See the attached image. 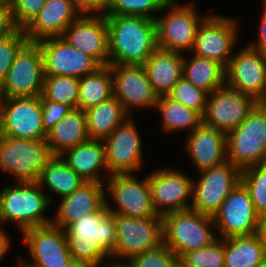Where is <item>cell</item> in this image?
<instances>
[{
    "mask_svg": "<svg viewBox=\"0 0 266 267\" xmlns=\"http://www.w3.org/2000/svg\"><path fill=\"white\" fill-rule=\"evenodd\" d=\"M109 64L143 65L158 48L156 21L143 16L106 15Z\"/></svg>",
    "mask_w": 266,
    "mask_h": 267,
    "instance_id": "obj_1",
    "label": "cell"
},
{
    "mask_svg": "<svg viewBox=\"0 0 266 267\" xmlns=\"http://www.w3.org/2000/svg\"><path fill=\"white\" fill-rule=\"evenodd\" d=\"M71 258L95 266L112 259L116 247L115 214L105 204L99 211L82 216L65 229Z\"/></svg>",
    "mask_w": 266,
    "mask_h": 267,
    "instance_id": "obj_2",
    "label": "cell"
},
{
    "mask_svg": "<svg viewBox=\"0 0 266 267\" xmlns=\"http://www.w3.org/2000/svg\"><path fill=\"white\" fill-rule=\"evenodd\" d=\"M0 191V223L15 222L23 233L25 230L52 224L45 217L53 198L37 182H16ZM43 190V191H42Z\"/></svg>",
    "mask_w": 266,
    "mask_h": 267,
    "instance_id": "obj_3",
    "label": "cell"
},
{
    "mask_svg": "<svg viewBox=\"0 0 266 267\" xmlns=\"http://www.w3.org/2000/svg\"><path fill=\"white\" fill-rule=\"evenodd\" d=\"M227 160L240 170L266 163V105L258 102L242 123L226 133Z\"/></svg>",
    "mask_w": 266,
    "mask_h": 267,
    "instance_id": "obj_4",
    "label": "cell"
},
{
    "mask_svg": "<svg viewBox=\"0 0 266 267\" xmlns=\"http://www.w3.org/2000/svg\"><path fill=\"white\" fill-rule=\"evenodd\" d=\"M162 220L163 243L178 257L188 251L206 247L218 237L213 233V216L191 208L167 213L162 216Z\"/></svg>",
    "mask_w": 266,
    "mask_h": 267,
    "instance_id": "obj_5",
    "label": "cell"
},
{
    "mask_svg": "<svg viewBox=\"0 0 266 267\" xmlns=\"http://www.w3.org/2000/svg\"><path fill=\"white\" fill-rule=\"evenodd\" d=\"M53 157L46 139L0 136V169L13 175L17 182H37Z\"/></svg>",
    "mask_w": 266,
    "mask_h": 267,
    "instance_id": "obj_6",
    "label": "cell"
},
{
    "mask_svg": "<svg viewBox=\"0 0 266 267\" xmlns=\"http://www.w3.org/2000/svg\"><path fill=\"white\" fill-rule=\"evenodd\" d=\"M169 0L162 8L163 16L156 17L158 48L173 52L191 51L196 32L202 21L192 3L179 5Z\"/></svg>",
    "mask_w": 266,
    "mask_h": 267,
    "instance_id": "obj_7",
    "label": "cell"
},
{
    "mask_svg": "<svg viewBox=\"0 0 266 267\" xmlns=\"http://www.w3.org/2000/svg\"><path fill=\"white\" fill-rule=\"evenodd\" d=\"M43 54L38 42H27L18 52L0 85V98L33 97L43 92Z\"/></svg>",
    "mask_w": 266,
    "mask_h": 267,
    "instance_id": "obj_8",
    "label": "cell"
},
{
    "mask_svg": "<svg viewBox=\"0 0 266 267\" xmlns=\"http://www.w3.org/2000/svg\"><path fill=\"white\" fill-rule=\"evenodd\" d=\"M105 183V193L116 205L115 209L111 208L106 196L110 213L137 218L160 216L153 206L148 175L140 181L132 173L112 174Z\"/></svg>",
    "mask_w": 266,
    "mask_h": 267,
    "instance_id": "obj_9",
    "label": "cell"
},
{
    "mask_svg": "<svg viewBox=\"0 0 266 267\" xmlns=\"http://www.w3.org/2000/svg\"><path fill=\"white\" fill-rule=\"evenodd\" d=\"M194 182L191 209L213 216L228 194L241 181V170L229 160L199 172Z\"/></svg>",
    "mask_w": 266,
    "mask_h": 267,
    "instance_id": "obj_10",
    "label": "cell"
},
{
    "mask_svg": "<svg viewBox=\"0 0 266 267\" xmlns=\"http://www.w3.org/2000/svg\"><path fill=\"white\" fill-rule=\"evenodd\" d=\"M117 241L112 258L130 260L163 244L162 216L137 218L115 214Z\"/></svg>",
    "mask_w": 266,
    "mask_h": 267,
    "instance_id": "obj_11",
    "label": "cell"
},
{
    "mask_svg": "<svg viewBox=\"0 0 266 267\" xmlns=\"http://www.w3.org/2000/svg\"><path fill=\"white\" fill-rule=\"evenodd\" d=\"M39 96L0 98L1 135L39 140L46 139Z\"/></svg>",
    "mask_w": 266,
    "mask_h": 267,
    "instance_id": "obj_12",
    "label": "cell"
},
{
    "mask_svg": "<svg viewBox=\"0 0 266 267\" xmlns=\"http://www.w3.org/2000/svg\"><path fill=\"white\" fill-rule=\"evenodd\" d=\"M238 22L226 16H207L199 25L191 53L215 60L225 68L235 53L238 41Z\"/></svg>",
    "mask_w": 266,
    "mask_h": 267,
    "instance_id": "obj_13",
    "label": "cell"
},
{
    "mask_svg": "<svg viewBox=\"0 0 266 267\" xmlns=\"http://www.w3.org/2000/svg\"><path fill=\"white\" fill-rule=\"evenodd\" d=\"M214 228L221 239L252 235L258 232L257 215L250 193L240 181L213 215Z\"/></svg>",
    "mask_w": 266,
    "mask_h": 267,
    "instance_id": "obj_14",
    "label": "cell"
},
{
    "mask_svg": "<svg viewBox=\"0 0 266 267\" xmlns=\"http://www.w3.org/2000/svg\"><path fill=\"white\" fill-rule=\"evenodd\" d=\"M225 84L252 96L257 102L266 100V56L248 44L231 57L225 68Z\"/></svg>",
    "mask_w": 266,
    "mask_h": 267,
    "instance_id": "obj_15",
    "label": "cell"
},
{
    "mask_svg": "<svg viewBox=\"0 0 266 267\" xmlns=\"http://www.w3.org/2000/svg\"><path fill=\"white\" fill-rule=\"evenodd\" d=\"M31 262L17 258L24 267H63L70 261L66 232L53 224L33 227L22 233Z\"/></svg>",
    "mask_w": 266,
    "mask_h": 267,
    "instance_id": "obj_16",
    "label": "cell"
},
{
    "mask_svg": "<svg viewBox=\"0 0 266 267\" xmlns=\"http://www.w3.org/2000/svg\"><path fill=\"white\" fill-rule=\"evenodd\" d=\"M258 102L226 84L208 94L203 124L225 133L238 127Z\"/></svg>",
    "mask_w": 266,
    "mask_h": 267,
    "instance_id": "obj_17",
    "label": "cell"
},
{
    "mask_svg": "<svg viewBox=\"0 0 266 267\" xmlns=\"http://www.w3.org/2000/svg\"><path fill=\"white\" fill-rule=\"evenodd\" d=\"M130 116L109 136L103 139L107 169L110 175L135 173L143 165L142 142L139 131Z\"/></svg>",
    "mask_w": 266,
    "mask_h": 267,
    "instance_id": "obj_18",
    "label": "cell"
},
{
    "mask_svg": "<svg viewBox=\"0 0 266 267\" xmlns=\"http://www.w3.org/2000/svg\"><path fill=\"white\" fill-rule=\"evenodd\" d=\"M148 181L158 215L191 208L193 180L180 170L167 167L155 170L148 175ZM190 198L191 203L188 202Z\"/></svg>",
    "mask_w": 266,
    "mask_h": 267,
    "instance_id": "obj_19",
    "label": "cell"
},
{
    "mask_svg": "<svg viewBox=\"0 0 266 267\" xmlns=\"http://www.w3.org/2000/svg\"><path fill=\"white\" fill-rule=\"evenodd\" d=\"M113 75V96L131 116V108H155V93L143 65L109 64ZM130 110V111H129Z\"/></svg>",
    "mask_w": 266,
    "mask_h": 267,
    "instance_id": "obj_20",
    "label": "cell"
},
{
    "mask_svg": "<svg viewBox=\"0 0 266 267\" xmlns=\"http://www.w3.org/2000/svg\"><path fill=\"white\" fill-rule=\"evenodd\" d=\"M43 54L44 75L83 77L101 65L91 56L73 47L61 36L38 41Z\"/></svg>",
    "mask_w": 266,
    "mask_h": 267,
    "instance_id": "obj_21",
    "label": "cell"
},
{
    "mask_svg": "<svg viewBox=\"0 0 266 267\" xmlns=\"http://www.w3.org/2000/svg\"><path fill=\"white\" fill-rule=\"evenodd\" d=\"M61 37L101 66L109 65L106 15L81 14Z\"/></svg>",
    "mask_w": 266,
    "mask_h": 267,
    "instance_id": "obj_22",
    "label": "cell"
},
{
    "mask_svg": "<svg viewBox=\"0 0 266 267\" xmlns=\"http://www.w3.org/2000/svg\"><path fill=\"white\" fill-rule=\"evenodd\" d=\"M185 148L198 172L227 160L226 133L201 124L187 133Z\"/></svg>",
    "mask_w": 266,
    "mask_h": 267,
    "instance_id": "obj_23",
    "label": "cell"
},
{
    "mask_svg": "<svg viewBox=\"0 0 266 267\" xmlns=\"http://www.w3.org/2000/svg\"><path fill=\"white\" fill-rule=\"evenodd\" d=\"M81 13L72 0H48L37 16L24 29L29 42L62 36Z\"/></svg>",
    "mask_w": 266,
    "mask_h": 267,
    "instance_id": "obj_24",
    "label": "cell"
},
{
    "mask_svg": "<svg viewBox=\"0 0 266 267\" xmlns=\"http://www.w3.org/2000/svg\"><path fill=\"white\" fill-rule=\"evenodd\" d=\"M103 183L85 182L70 195L60 198V206L52 224L65 229L82 216L99 211L106 204Z\"/></svg>",
    "mask_w": 266,
    "mask_h": 267,
    "instance_id": "obj_25",
    "label": "cell"
},
{
    "mask_svg": "<svg viewBox=\"0 0 266 267\" xmlns=\"http://www.w3.org/2000/svg\"><path fill=\"white\" fill-rule=\"evenodd\" d=\"M59 156L84 181L103 183L100 170L108 172L103 140L89 139L65 150Z\"/></svg>",
    "mask_w": 266,
    "mask_h": 267,
    "instance_id": "obj_26",
    "label": "cell"
},
{
    "mask_svg": "<svg viewBox=\"0 0 266 267\" xmlns=\"http://www.w3.org/2000/svg\"><path fill=\"white\" fill-rule=\"evenodd\" d=\"M183 60L181 52L157 48L143 64L158 97L167 96L182 78Z\"/></svg>",
    "mask_w": 266,
    "mask_h": 267,
    "instance_id": "obj_27",
    "label": "cell"
},
{
    "mask_svg": "<svg viewBox=\"0 0 266 267\" xmlns=\"http://www.w3.org/2000/svg\"><path fill=\"white\" fill-rule=\"evenodd\" d=\"M89 139L85 111L81 109H72L46 136V142L54 156Z\"/></svg>",
    "mask_w": 266,
    "mask_h": 267,
    "instance_id": "obj_28",
    "label": "cell"
},
{
    "mask_svg": "<svg viewBox=\"0 0 266 267\" xmlns=\"http://www.w3.org/2000/svg\"><path fill=\"white\" fill-rule=\"evenodd\" d=\"M87 132L90 139L103 140L130 116L122 103L112 96L98 105L85 110Z\"/></svg>",
    "mask_w": 266,
    "mask_h": 267,
    "instance_id": "obj_29",
    "label": "cell"
},
{
    "mask_svg": "<svg viewBox=\"0 0 266 267\" xmlns=\"http://www.w3.org/2000/svg\"><path fill=\"white\" fill-rule=\"evenodd\" d=\"M224 267H257L266 260V252L258 233L224 239Z\"/></svg>",
    "mask_w": 266,
    "mask_h": 267,
    "instance_id": "obj_30",
    "label": "cell"
},
{
    "mask_svg": "<svg viewBox=\"0 0 266 267\" xmlns=\"http://www.w3.org/2000/svg\"><path fill=\"white\" fill-rule=\"evenodd\" d=\"M182 77L208 94L225 85V67L219 62L198 55H184Z\"/></svg>",
    "mask_w": 266,
    "mask_h": 267,
    "instance_id": "obj_31",
    "label": "cell"
},
{
    "mask_svg": "<svg viewBox=\"0 0 266 267\" xmlns=\"http://www.w3.org/2000/svg\"><path fill=\"white\" fill-rule=\"evenodd\" d=\"M113 96V75L110 65L79 78L77 109L86 110Z\"/></svg>",
    "mask_w": 266,
    "mask_h": 267,
    "instance_id": "obj_32",
    "label": "cell"
},
{
    "mask_svg": "<svg viewBox=\"0 0 266 267\" xmlns=\"http://www.w3.org/2000/svg\"><path fill=\"white\" fill-rule=\"evenodd\" d=\"M84 181L71 169L60 156H54L43 168L37 183L44 190V186L59 198L70 195L81 187Z\"/></svg>",
    "mask_w": 266,
    "mask_h": 267,
    "instance_id": "obj_33",
    "label": "cell"
},
{
    "mask_svg": "<svg viewBox=\"0 0 266 267\" xmlns=\"http://www.w3.org/2000/svg\"><path fill=\"white\" fill-rule=\"evenodd\" d=\"M156 109L162 116V129L165 132L188 131L191 133L203 123V116L180 102L172 100L168 96H160L156 103Z\"/></svg>",
    "mask_w": 266,
    "mask_h": 267,
    "instance_id": "obj_34",
    "label": "cell"
},
{
    "mask_svg": "<svg viewBox=\"0 0 266 267\" xmlns=\"http://www.w3.org/2000/svg\"><path fill=\"white\" fill-rule=\"evenodd\" d=\"M42 94L56 103L77 109L79 78L61 75H44Z\"/></svg>",
    "mask_w": 266,
    "mask_h": 267,
    "instance_id": "obj_35",
    "label": "cell"
},
{
    "mask_svg": "<svg viewBox=\"0 0 266 267\" xmlns=\"http://www.w3.org/2000/svg\"><path fill=\"white\" fill-rule=\"evenodd\" d=\"M241 182L250 193L257 215L266 216V163L241 170Z\"/></svg>",
    "mask_w": 266,
    "mask_h": 267,
    "instance_id": "obj_36",
    "label": "cell"
},
{
    "mask_svg": "<svg viewBox=\"0 0 266 267\" xmlns=\"http://www.w3.org/2000/svg\"><path fill=\"white\" fill-rule=\"evenodd\" d=\"M225 243L217 238L210 245L183 253L179 261L185 267H224Z\"/></svg>",
    "mask_w": 266,
    "mask_h": 267,
    "instance_id": "obj_37",
    "label": "cell"
},
{
    "mask_svg": "<svg viewBox=\"0 0 266 267\" xmlns=\"http://www.w3.org/2000/svg\"><path fill=\"white\" fill-rule=\"evenodd\" d=\"M169 0H110L105 15H132L156 19ZM155 14V15H154Z\"/></svg>",
    "mask_w": 266,
    "mask_h": 267,
    "instance_id": "obj_38",
    "label": "cell"
},
{
    "mask_svg": "<svg viewBox=\"0 0 266 267\" xmlns=\"http://www.w3.org/2000/svg\"><path fill=\"white\" fill-rule=\"evenodd\" d=\"M167 96L187 108L199 112L202 116L205 113L208 93L197 88L183 77L173 86Z\"/></svg>",
    "mask_w": 266,
    "mask_h": 267,
    "instance_id": "obj_39",
    "label": "cell"
},
{
    "mask_svg": "<svg viewBox=\"0 0 266 267\" xmlns=\"http://www.w3.org/2000/svg\"><path fill=\"white\" fill-rule=\"evenodd\" d=\"M28 42L24 29L18 28L13 34L0 39V85L7 76L16 55Z\"/></svg>",
    "mask_w": 266,
    "mask_h": 267,
    "instance_id": "obj_40",
    "label": "cell"
},
{
    "mask_svg": "<svg viewBox=\"0 0 266 267\" xmlns=\"http://www.w3.org/2000/svg\"><path fill=\"white\" fill-rule=\"evenodd\" d=\"M133 267H174L179 257L164 243L129 260Z\"/></svg>",
    "mask_w": 266,
    "mask_h": 267,
    "instance_id": "obj_41",
    "label": "cell"
},
{
    "mask_svg": "<svg viewBox=\"0 0 266 267\" xmlns=\"http://www.w3.org/2000/svg\"><path fill=\"white\" fill-rule=\"evenodd\" d=\"M48 0H10L13 19L18 28L25 29Z\"/></svg>",
    "mask_w": 266,
    "mask_h": 267,
    "instance_id": "obj_42",
    "label": "cell"
},
{
    "mask_svg": "<svg viewBox=\"0 0 266 267\" xmlns=\"http://www.w3.org/2000/svg\"><path fill=\"white\" fill-rule=\"evenodd\" d=\"M39 97L43 111V126L45 132L47 133L55 126L56 123L62 121L72 108L66 104L56 103L55 101L46 98L43 94Z\"/></svg>",
    "mask_w": 266,
    "mask_h": 267,
    "instance_id": "obj_43",
    "label": "cell"
},
{
    "mask_svg": "<svg viewBox=\"0 0 266 267\" xmlns=\"http://www.w3.org/2000/svg\"><path fill=\"white\" fill-rule=\"evenodd\" d=\"M17 29L10 0H0V39L13 34Z\"/></svg>",
    "mask_w": 266,
    "mask_h": 267,
    "instance_id": "obj_44",
    "label": "cell"
},
{
    "mask_svg": "<svg viewBox=\"0 0 266 267\" xmlns=\"http://www.w3.org/2000/svg\"><path fill=\"white\" fill-rule=\"evenodd\" d=\"M81 14L105 15L110 0H72Z\"/></svg>",
    "mask_w": 266,
    "mask_h": 267,
    "instance_id": "obj_45",
    "label": "cell"
},
{
    "mask_svg": "<svg viewBox=\"0 0 266 267\" xmlns=\"http://www.w3.org/2000/svg\"><path fill=\"white\" fill-rule=\"evenodd\" d=\"M259 36L257 42L249 43L248 45L257 49L264 56H266V6L264 5L262 18L260 21Z\"/></svg>",
    "mask_w": 266,
    "mask_h": 267,
    "instance_id": "obj_46",
    "label": "cell"
},
{
    "mask_svg": "<svg viewBox=\"0 0 266 267\" xmlns=\"http://www.w3.org/2000/svg\"><path fill=\"white\" fill-rule=\"evenodd\" d=\"M10 238L9 236L6 234V232L2 229V227L0 228V261L2 260V258H4V254L7 253V251H9L10 249Z\"/></svg>",
    "mask_w": 266,
    "mask_h": 267,
    "instance_id": "obj_47",
    "label": "cell"
},
{
    "mask_svg": "<svg viewBox=\"0 0 266 267\" xmlns=\"http://www.w3.org/2000/svg\"><path fill=\"white\" fill-rule=\"evenodd\" d=\"M106 260H103V261H101V262H99L97 265H95L94 267H133V265H132V263L129 261V260H124V262H123V260L121 261H108L107 263H106V265L103 263L102 264V262H105Z\"/></svg>",
    "mask_w": 266,
    "mask_h": 267,
    "instance_id": "obj_48",
    "label": "cell"
},
{
    "mask_svg": "<svg viewBox=\"0 0 266 267\" xmlns=\"http://www.w3.org/2000/svg\"><path fill=\"white\" fill-rule=\"evenodd\" d=\"M257 233L261 238L262 244L266 252V216L260 218Z\"/></svg>",
    "mask_w": 266,
    "mask_h": 267,
    "instance_id": "obj_49",
    "label": "cell"
},
{
    "mask_svg": "<svg viewBox=\"0 0 266 267\" xmlns=\"http://www.w3.org/2000/svg\"><path fill=\"white\" fill-rule=\"evenodd\" d=\"M63 267H94V266L88 265L81 261H77L75 259H71Z\"/></svg>",
    "mask_w": 266,
    "mask_h": 267,
    "instance_id": "obj_50",
    "label": "cell"
},
{
    "mask_svg": "<svg viewBox=\"0 0 266 267\" xmlns=\"http://www.w3.org/2000/svg\"><path fill=\"white\" fill-rule=\"evenodd\" d=\"M174 267H185L180 261H178Z\"/></svg>",
    "mask_w": 266,
    "mask_h": 267,
    "instance_id": "obj_51",
    "label": "cell"
},
{
    "mask_svg": "<svg viewBox=\"0 0 266 267\" xmlns=\"http://www.w3.org/2000/svg\"><path fill=\"white\" fill-rule=\"evenodd\" d=\"M257 267H266V260L262 264H260L259 266H257Z\"/></svg>",
    "mask_w": 266,
    "mask_h": 267,
    "instance_id": "obj_52",
    "label": "cell"
}]
</instances>
